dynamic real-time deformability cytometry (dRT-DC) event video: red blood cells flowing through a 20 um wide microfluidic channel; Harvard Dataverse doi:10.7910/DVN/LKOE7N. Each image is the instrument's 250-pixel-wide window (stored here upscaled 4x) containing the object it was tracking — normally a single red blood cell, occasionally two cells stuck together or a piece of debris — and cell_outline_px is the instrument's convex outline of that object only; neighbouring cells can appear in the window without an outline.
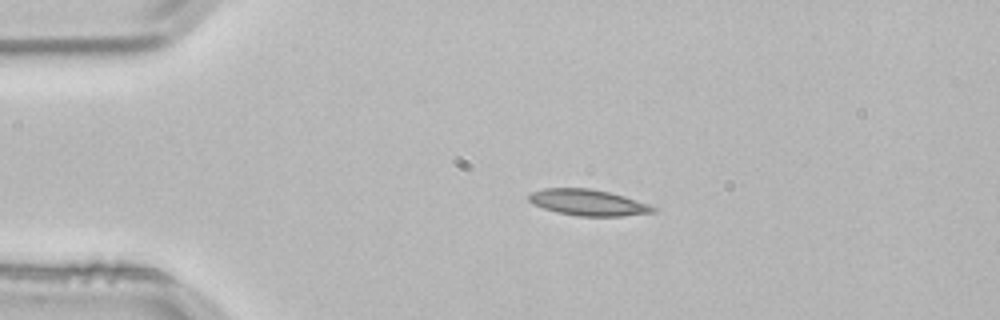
{"species": "common noctule bat (a hibernating species)", "species_latin": "Nyctalus noctula", "temperature_condition": "room temperature", "stored_images_in_passage": 2, "camera_frame_rate_fps": 3000, "um_per_image_px": 0.085, "animal": {"sex": "male", "body_mass_g": 21.5, "forearm_length_mm": 52.0}, "frame": {"image": 1, "passage_image": 1, "time_ms": 0.0, "image_size_px": [1000, 320], "cell_outline_px": [[660, 208], [656, 212], [620, 216], [576, 216], [556, 212], [532, 204], [528, 200], [528, 196], [532, 192], [544, 188], [588, 188], [608, 192], [624, 196]], "centroid_in_image_um": [49.99, 17.22], "position_along_channel_um": 35.0, "area_um2": 18.96}}